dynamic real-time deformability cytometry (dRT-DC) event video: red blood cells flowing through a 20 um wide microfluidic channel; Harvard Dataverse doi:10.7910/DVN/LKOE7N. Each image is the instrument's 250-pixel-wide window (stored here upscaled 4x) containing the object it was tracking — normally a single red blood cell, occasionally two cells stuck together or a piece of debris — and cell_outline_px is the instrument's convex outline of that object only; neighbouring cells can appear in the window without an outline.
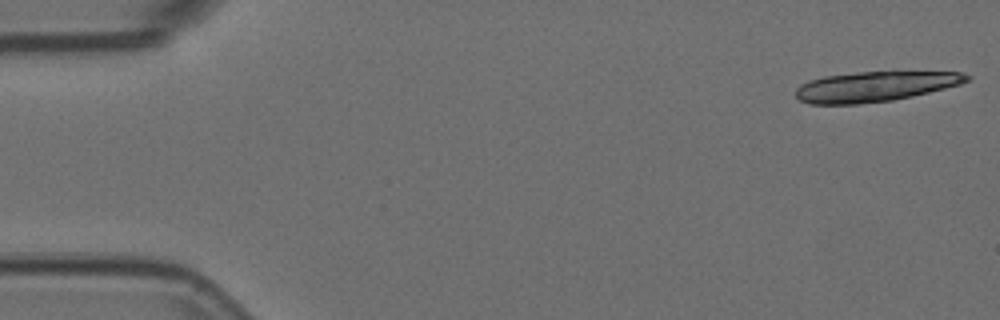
{"species": "Egyptian fruit bat (a non-hibernating species)", "species_latin": "Rousettus aegyptiacus", "temperature_condition": "room temperature", "stored_images_in_passage": 18, "camera_frame_rate_fps": 3000, "um_per_image_px": 0.085, "animal": {"sex": "female"}, "frame": {"image": 1, "passage_image": 1, "time_ms": 0.0, "image_size_px": [1000, 320], "cell_outline_px": [[972, 76], [968, 80], [960, 84], [912, 96], [892, 100], [856, 104], [808, 104], [800, 100], [796, 96], [796, 88], [800, 84], [824, 76], [860, 72], [964, 72]], "centroid_in_image_um": [74.36, 7.35], "position_along_channel_um": 10.6, "area_um2": 29.71}}